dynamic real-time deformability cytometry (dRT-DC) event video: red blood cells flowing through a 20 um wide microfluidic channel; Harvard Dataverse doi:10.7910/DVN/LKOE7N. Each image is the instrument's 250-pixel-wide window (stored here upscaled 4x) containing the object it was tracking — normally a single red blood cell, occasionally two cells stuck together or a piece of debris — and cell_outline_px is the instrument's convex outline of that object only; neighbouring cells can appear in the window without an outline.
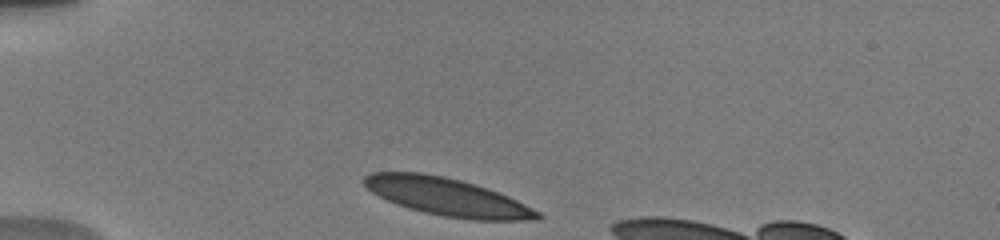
{"species": "human", "species_latin": "Homo sapiens", "temperature_condition": "warm", "stored_images_in_passage": 3, "camera_frame_rate_fps": 3000, "um_per_image_px": 0.085, "donor": {"sex": "male"}, "frame": {"image": 1, "passage_image": 1, "time_ms": 0.0, "image_size_px": [1000, 240], "cell_outline_px": [[544, 216], [536, 220], [472, 220], [444, 216], [424, 212], [408, 208], [396, 204], [372, 192], [364, 184], [364, 176], [372, 172], [420, 172], [444, 176], [460, 180], [488, 188], [508, 196], [540, 212]], "centroid_in_image_um": [38.03, 16.73], "position_along_channel_um": 47.0, "area_um2": 37.92}}
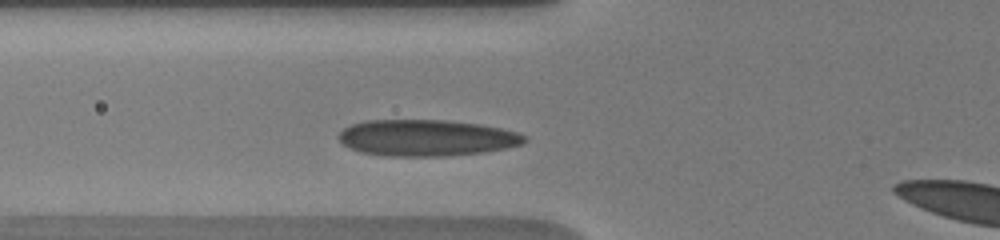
{"frame": {"image": 2, "passage_image": 3, "time_ms": 2.0, "image_size_px": [1000, 240], "cell_outline_px": [[528, 140], [524, 144], [484, 152], [444, 156], [384, 156], [360, 152], [344, 144], [340, 140], [340, 132], [344, 128], [352, 124], [368, 120], [444, 120], [476, 124], [500, 128], [516, 132], [524, 136]], "centroid_in_image_um": [36.25, 11.72], "position_along_channel_um": 89.5, "area_um2": 39.07}}